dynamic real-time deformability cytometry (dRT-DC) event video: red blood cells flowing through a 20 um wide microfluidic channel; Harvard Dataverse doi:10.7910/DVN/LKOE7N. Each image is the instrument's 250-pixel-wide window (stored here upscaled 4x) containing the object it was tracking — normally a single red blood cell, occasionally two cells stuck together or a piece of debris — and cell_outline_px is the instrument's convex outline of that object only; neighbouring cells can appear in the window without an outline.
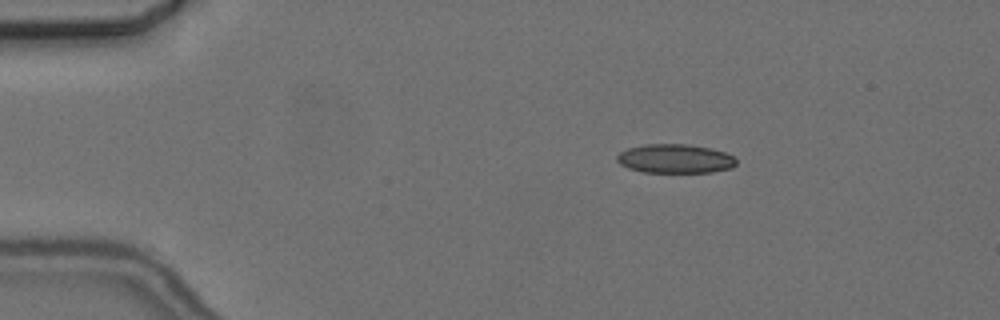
{"species": "common noctule bat (a hibernating species)", "species_latin": "Nyctalus noctula", "temperature_condition": "cold", "stored_images_in_passage": 47, "camera_frame_rate_fps": 3000, "um_per_image_px": 0.085, "animal": {"sex": "female", "body_mass_g": 24.6, "forearm_length_mm": 56.2}, "frame": {"image": 1, "passage_image": 1, "time_ms": 0.0, "image_size_px": [1000, 320], "cell_outline_px": [[736, 164], [732, 168], [712, 172], [644, 172], [628, 168], [620, 164], [616, 160], [616, 156], [620, 152], [628, 148], [644, 144], [688, 144], [708, 148], [724, 152], [732, 156], [736, 160]], "centroid_in_image_um": [57.36, 13.49], "position_along_channel_um": 27.6, "area_um2": 20.11}}
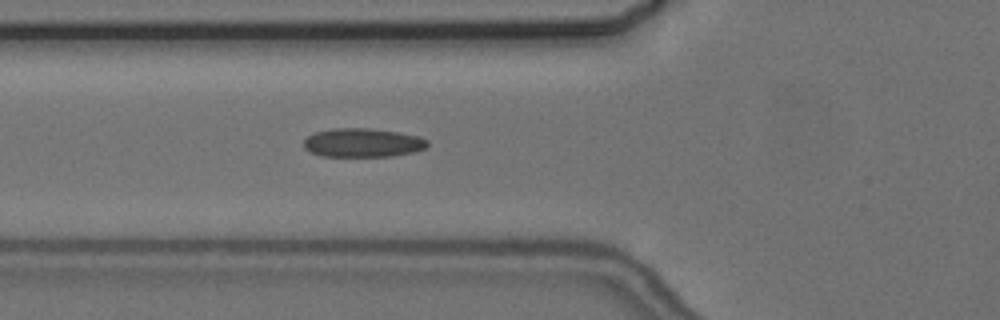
{"frame": {"image": 2, "passage_image": 12, "time_ms": 3.667, "image_size_px": [1000, 320], "cell_outline_px": [[428, 144], [424, 148], [412, 152], [392, 156], [320, 156], [304, 148], [304, 140], [308, 136], [316, 132], [332, 128], [372, 128], [400, 132], [420, 136], [428, 140]], "centroid_in_image_um": [30.84, 12.12], "position_along_channel_um": 95.0, "area_um2": 20.81}}
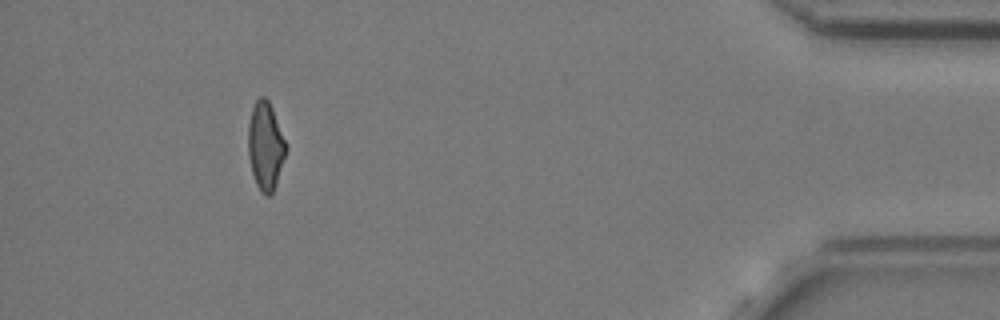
{"frame": {"image": 3, "passage_image": 43, "time_ms": 14.0, "image_size_px": [1000, 320], "cell_outline_px": [[288, 148], [276, 184], [272, 192], [268, 196], [264, 196], [260, 192], [256, 184], [252, 172], [248, 156], [248, 124], [252, 108], [256, 100], [260, 96], [264, 96], [268, 100], [272, 108], [288, 144]], "centroid_in_image_um": [22.58, 12.41], "position_along_channel_um": 412.6, "area_um2": 19.65}, "authors_computed_cell_mechanics": {"area_um2": 20.1144, "velocity_mm_per_s": 3.6613, "shape_relaxation_time_tau1_ms": null, "shape_relaxation_time_tau2_ms": 2.2306, "deformation_change_tau1": null, "deformation_change_tau2": 0.0817}}